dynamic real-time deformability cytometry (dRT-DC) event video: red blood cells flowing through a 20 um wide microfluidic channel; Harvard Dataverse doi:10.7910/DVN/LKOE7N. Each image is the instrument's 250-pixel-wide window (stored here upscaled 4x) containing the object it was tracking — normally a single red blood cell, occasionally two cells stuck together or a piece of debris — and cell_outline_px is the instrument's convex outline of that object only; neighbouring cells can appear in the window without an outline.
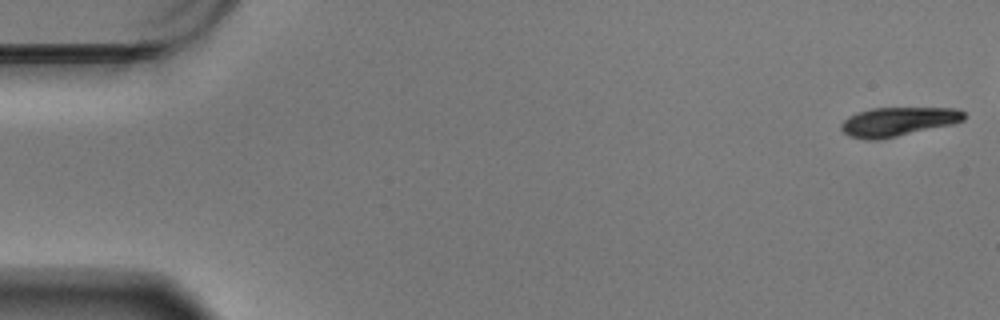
{"species": "Egyptian fruit bat (a non-hibernating species)", "species_latin": "Rousettus aegyptiacus", "temperature_condition": "warm", "stored_images_in_passage": 52, "camera_frame_rate_fps": 3000, "um_per_image_px": 0.085, "animal": {"sex": "male"}, "frame": {"image": 1, "passage_image": 1, "time_ms": 0.0, "image_size_px": [1000, 320], "cell_outline_px": [[964, 120], [952, 124], [880, 140], [868, 140], [848, 136], [840, 128], [840, 124], [848, 116], [872, 108], [960, 108], [964, 112]], "centroid_in_image_um": [76.32, 10.34], "position_along_channel_um": 8.7, "area_um2": 20.75}}
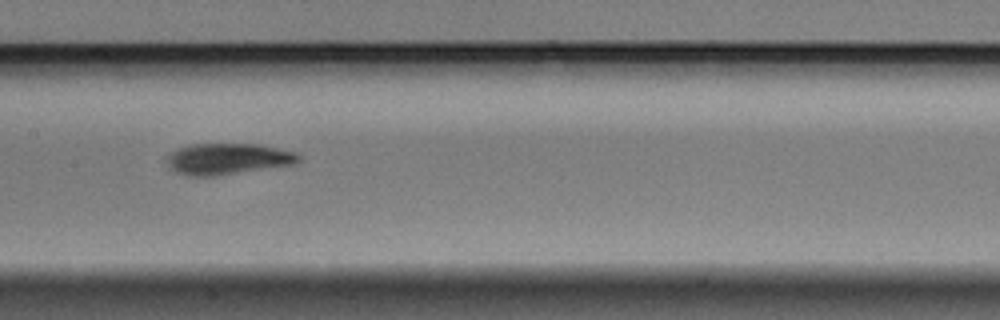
{"frame": {"image": 2, "passage_image": 29, "time_ms": 9.333, "image_size_px": [1000, 320], "cell_outline_px": [[300, 160], [292, 164], [212, 176], [192, 176], [176, 172], [172, 168], [168, 160], [172, 152], [176, 148], [192, 144], [260, 144], [296, 152], [300, 156]], "centroid_in_image_um": [19.38, 13.48], "position_along_channel_um": 188.0, "area_um2": 23.41}}
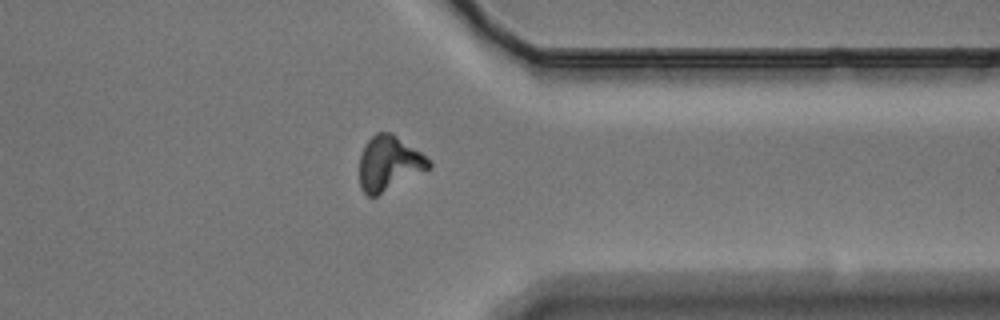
{"frame": {"image": 3, "passage_image": 46, "time_ms": 15.0, "image_size_px": [1000, 320], "cell_outline_px": [[432, 168], [376, 196], [368, 196], [364, 192], [360, 184], [360, 152], [364, 144], [376, 132], [388, 132], [396, 136], [432, 160]], "centroid_in_image_um": [33.08, 13.89], "position_along_channel_um": 378.3, "area_um2": 22.08}}